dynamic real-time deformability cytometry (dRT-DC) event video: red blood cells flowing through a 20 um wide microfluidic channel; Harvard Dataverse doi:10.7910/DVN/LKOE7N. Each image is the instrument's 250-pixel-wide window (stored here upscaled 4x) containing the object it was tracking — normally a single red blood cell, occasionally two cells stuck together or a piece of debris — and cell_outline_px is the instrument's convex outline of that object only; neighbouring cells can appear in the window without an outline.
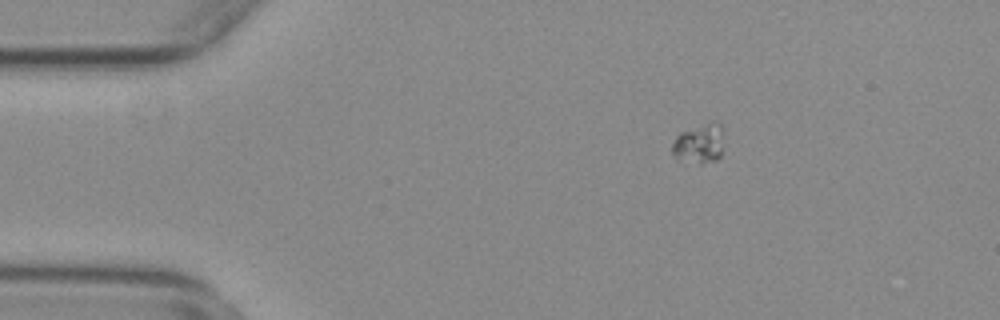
{"species": "common noctule bat (a hibernating species)", "species_latin": "Nyctalus noctula", "temperature_condition": "warm", "stored_images_in_passage": 47, "camera_frame_rate_fps": 3000, "um_per_image_px": 0.085, "animal": {"sex": "female", "body_mass_g": 29.2, "forearm_length_mm": 56.3}, "frame": {"image": 1, "passage_image": 1, "time_ms": 0.0, "image_size_px": [1000, 320], "cell_outline_px": [[724, 128], [720, 156], [716, 160], [700, 164], [676, 160], [672, 152], [672, 144], [676, 136], [680, 132], [708, 124], [720, 124]], "centroid_in_image_um": [59.41, 12.26], "position_along_channel_um": 25.6, "area_um2": 11.79}}
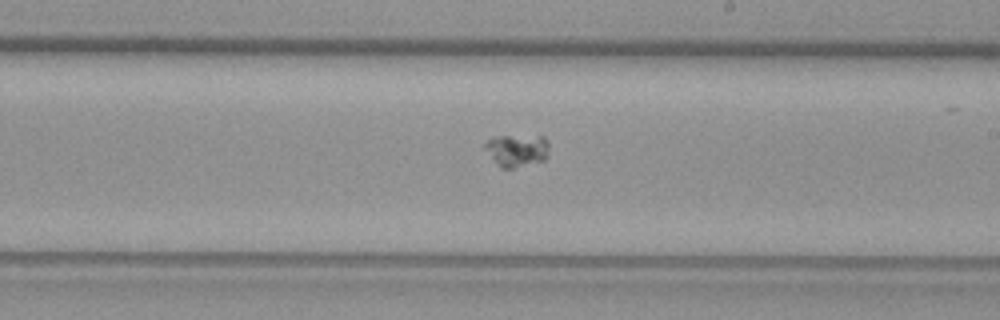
{"frame": {"image": 2, "passage_image": 24, "time_ms": 7.667, "image_size_px": [1000, 320], "cell_outline_px": [[548, 156], [544, 160], [512, 168], [500, 168], [496, 164], [484, 148], [484, 144], [492, 136], [544, 136], [548, 140]], "centroid_in_image_um": [43.93, 12.77], "position_along_channel_um": 245.1, "area_um2": 12.2}}
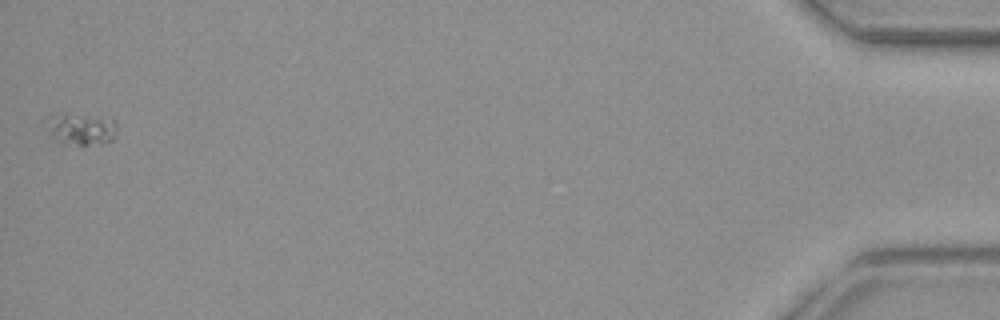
{"frame": {"image": 3, "passage_image": 47, "time_ms": 15.333, "image_size_px": [1000, 320], "cell_outline_px": [[116, 128], [112, 140], [88, 144], [60, 144], [52, 132], [52, 116], [64, 112], [68, 112], [112, 120], [116, 124]], "centroid_in_image_um": [6.95, 10.95], "position_along_channel_um": 428.2, "area_um2": 12.08}}